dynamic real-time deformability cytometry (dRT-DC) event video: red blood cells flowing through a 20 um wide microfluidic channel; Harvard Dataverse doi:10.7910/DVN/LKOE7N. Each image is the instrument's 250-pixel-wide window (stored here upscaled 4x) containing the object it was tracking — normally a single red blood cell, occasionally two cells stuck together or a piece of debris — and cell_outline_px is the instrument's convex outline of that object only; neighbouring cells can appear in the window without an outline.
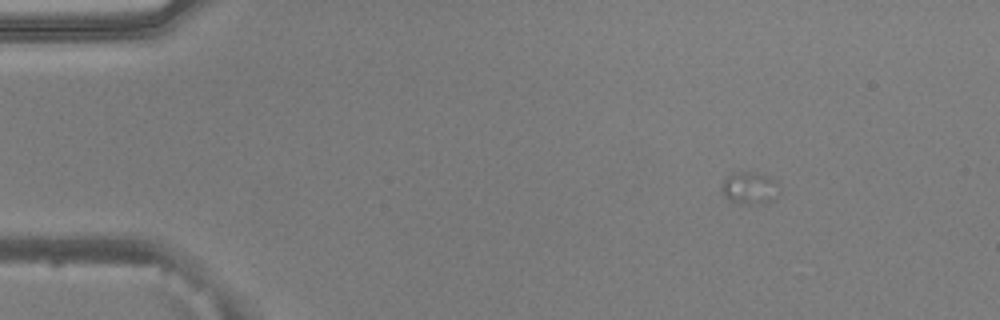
{"species": "common noctule bat (a hibernating species)", "species_latin": "Nyctalus noctula", "temperature_condition": "warm", "stored_images_in_passage": 17, "camera_frame_rate_fps": 3000, "um_per_image_px": 0.085, "animal": {"sex": "male", "body_mass_g": 20.5, "forearm_length_mm": 52.5}, "frame": {"image": 1, "passage_image": 1, "time_ms": 0.0, "image_size_px": [1000, 320], "cell_outline_px": [[780, 192], [772, 200], [752, 204], [740, 204], [728, 200], [720, 192], [720, 188], [724, 180], [732, 172], [756, 172], [768, 176], [776, 180]], "centroid_in_image_um": [63.69, 15.98], "position_along_channel_um": 21.3, "area_um2": 10.98}}